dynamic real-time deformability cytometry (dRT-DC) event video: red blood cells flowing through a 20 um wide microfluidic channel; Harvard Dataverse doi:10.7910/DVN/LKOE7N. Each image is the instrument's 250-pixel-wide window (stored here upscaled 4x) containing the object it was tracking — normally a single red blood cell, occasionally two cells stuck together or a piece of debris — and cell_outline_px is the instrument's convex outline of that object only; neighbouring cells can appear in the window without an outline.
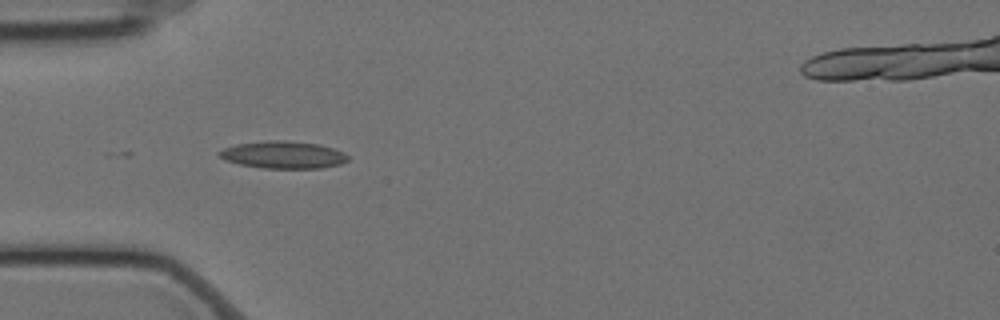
{"species": "Egyptian fruit bat (a non-hibernating species)", "species_latin": "Rousettus aegyptiacus", "temperature_condition": "cold", "stored_images_in_passage": 12, "camera_frame_rate_fps": 3000, "um_per_image_px": 0.085, "animal": {"sex": "female"}, "frame": {"image": 1, "passage_image": 1, "time_ms": 0.0, "image_size_px": [1000, 320], "cell_outline_px": [[348, 160], [340, 164], [320, 168], [264, 168], [240, 164], [224, 160], [216, 152], [224, 148], [236, 144], [264, 140], [284, 140], [320, 144], [344, 152], [348, 156]], "centroid_in_image_um": [24.06, 13.15], "position_along_channel_um": 60.9, "area_um2": 20.52}}
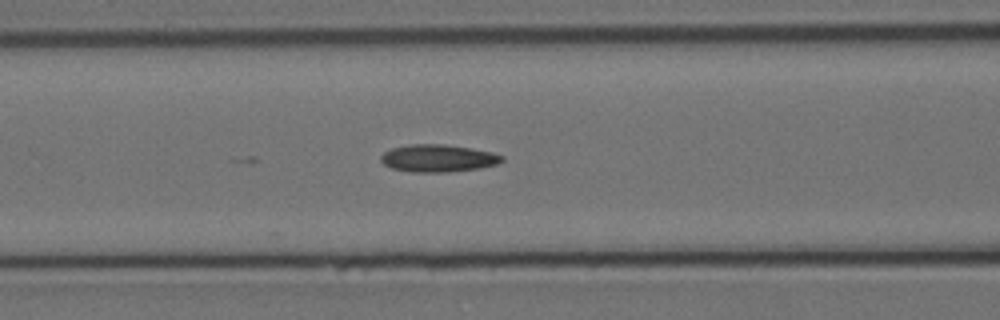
{"frame": {"image": 2, "passage_image": 7, "time_ms": 2.0, "image_size_px": [1000, 320], "cell_outline_px": [[504, 160], [496, 164], [480, 168], [448, 172], [412, 172], [392, 168], [384, 164], [380, 160], [380, 156], [384, 152], [392, 148], [412, 144], [444, 144], [492, 152], [504, 156]], "centroid_in_image_um": [37.23, 13.45], "position_along_channel_um": 129.4, "area_um2": 19.25}}
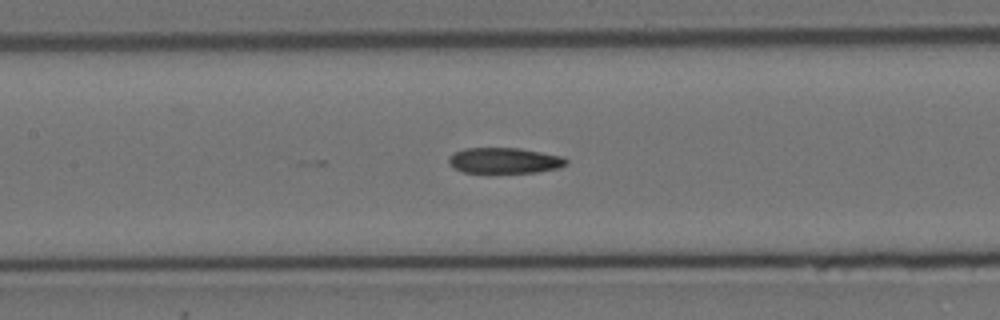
{"frame": {"image": 3, "passage_image": 10, "time_ms": 3.0, "image_size_px": [1000, 320], "cell_outline_px": [[568, 164], [560, 168], [536, 172], [464, 172], [452, 168], [448, 160], [448, 156], [464, 148], [520, 148], [564, 156], [568, 160]], "centroid_in_image_um": [42.91, 13.64], "position_along_channel_um": 164.5, "area_um2": 17.69}}